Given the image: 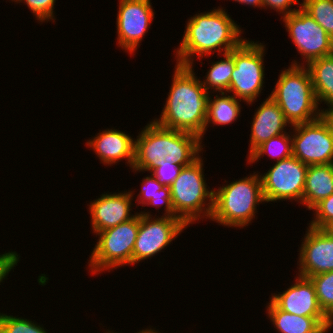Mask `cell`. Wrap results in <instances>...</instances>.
Listing matches in <instances>:
<instances>
[{"label": "cell", "mask_w": 333, "mask_h": 333, "mask_svg": "<svg viewBox=\"0 0 333 333\" xmlns=\"http://www.w3.org/2000/svg\"><path fill=\"white\" fill-rule=\"evenodd\" d=\"M242 30L222 6L196 13L188 19L182 41L173 51L176 64L194 66L196 57L201 60L216 51L219 56L230 52L245 39Z\"/></svg>", "instance_id": "obj_1"}, {"label": "cell", "mask_w": 333, "mask_h": 333, "mask_svg": "<svg viewBox=\"0 0 333 333\" xmlns=\"http://www.w3.org/2000/svg\"><path fill=\"white\" fill-rule=\"evenodd\" d=\"M195 74L193 66L175 65L165 105L153 121L167 129L197 135L203 142L210 93Z\"/></svg>", "instance_id": "obj_2"}, {"label": "cell", "mask_w": 333, "mask_h": 333, "mask_svg": "<svg viewBox=\"0 0 333 333\" xmlns=\"http://www.w3.org/2000/svg\"><path fill=\"white\" fill-rule=\"evenodd\" d=\"M135 139L132 172H149L160 161L187 166L202 153L203 144L197 135L161 127L153 120L139 131Z\"/></svg>", "instance_id": "obj_3"}, {"label": "cell", "mask_w": 333, "mask_h": 333, "mask_svg": "<svg viewBox=\"0 0 333 333\" xmlns=\"http://www.w3.org/2000/svg\"><path fill=\"white\" fill-rule=\"evenodd\" d=\"M260 174L250 173L214 189L210 221L228 228H244L252 223L258 212L257 205L265 203Z\"/></svg>", "instance_id": "obj_4"}, {"label": "cell", "mask_w": 333, "mask_h": 333, "mask_svg": "<svg viewBox=\"0 0 333 333\" xmlns=\"http://www.w3.org/2000/svg\"><path fill=\"white\" fill-rule=\"evenodd\" d=\"M269 96L291 126L311 122L324 113L325 108L318 105L310 72L304 65H290L281 70Z\"/></svg>", "instance_id": "obj_5"}, {"label": "cell", "mask_w": 333, "mask_h": 333, "mask_svg": "<svg viewBox=\"0 0 333 333\" xmlns=\"http://www.w3.org/2000/svg\"><path fill=\"white\" fill-rule=\"evenodd\" d=\"M203 162L200 155L191 164L183 166L170 186L175 218L188 227L204 218L210 219L212 215L214 189H209L206 183Z\"/></svg>", "instance_id": "obj_6"}, {"label": "cell", "mask_w": 333, "mask_h": 333, "mask_svg": "<svg viewBox=\"0 0 333 333\" xmlns=\"http://www.w3.org/2000/svg\"><path fill=\"white\" fill-rule=\"evenodd\" d=\"M140 213L113 228L98 232V240L89 256L87 267L92 275L111 272L124 265H133V249L137 238Z\"/></svg>", "instance_id": "obj_7"}, {"label": "cell", "mask_w": 333, "mask_h": 333, "mask_svg": "<svg viewBox=\"0 0 333 333\" xmlns=\"http://www.w3.org/2000/svg\"><path fill=\"white\" fill-rule=\"evenodd\" d=\"M266 45L259 41L246 40L234 48L235 67L228 93L245 104H254L263 90L265 78L264 55ZM265 53V54H264ZM232 92V93H231Z\"/></svg>", "instance_id": "obj_8"}, {"label": "cell", "mask_w": 333, "mask_h": 333, "mask_svg": "<svg viewBox=\"0 0 333 333\" xmlns=\"http://www.w3.org/2000/svg\"><path fill=\"white\" fill-rule=\"evenodd\" d=\"M293 156L305 165L333 164V118L323 113L311 122L293 125ZM293 133V134H292Z\"/></svg>", "instance_id": "obj_9"}, {"label": "cell", "mask_w": 333, "mask_h": 333, "mask_svg": "<svg viewBox=\"0 0 333 333\" xmlns=\"http://www.w3.org/2000/svg\"><path fill=\"white\" fill-rule=\"evenodd\" d=\"M281 18L289 38L304 60L303 63L294 60L290 65L306 66L314 59L333 54V39L301 6Z\"/></svg>", "instance_id": "obj_10"}, {"label": "cell", "mask_w": 333, "mask_h": 333, "mask_svg": "<svg viewBox=\"0 0 333 333\" xmlns=\"http://www.w3.org/2000/svg\"><path fill=\"white\" fill-rule=\"evenodd\" d=\"M308 166L293 155L260 175L265 202L297 201L302 205Z\"/></svg>", "instance_id": "obj_11"}, {"label": "cell", "mask_w": 333, "mask_h": 333, "mask_svg": "<svg viewBox=\"0 0 333 333\" xmlns=\"http://www.w3.org/2000/svg\"><path fill=\"white\" fill-rule=\"evenodd\" d=\"M140 222L135 246L133 249V265L152 258L163 252L178 235L188 226L179 218L155 216L150 212L140 211Z\"/></svg>", "instance_id": "obj_12"}, {"label": "cell", "mask_w": 333, "mask_h": 333, "mask_svg": "<svg viewBox=\"0 0 333 333\" xmlns=\"http://www.w3.org/2000/svg\"><path fill=\"white\" fill-rule=\"evenodd\" d=\"M116 17L117 46L134 54L155 16L151 0H120Z\"/></svg>", "instance_id": "obj_13"}, {"label": "cell", "mask_w": 333, "mask_h": 333, "mask_svg": "<svg viewBox=\"0 0 333 333\" xmlns=\"http://www.w3.org/2000/svg\"><path fill=\"white\" fill-rule=\"evenodd\" d=\"M287 290L269 298L279 309L298 316L314 317L328 332L333 321L319 306L315 288L309 278L297 276Z\"/></svg>", "instance_id": "obj_14"}, {"label": "cell", "mask_w": 333, "mask_h": 333, "mask_svg": "<svg viewBox=\"0 0 333 333\" xmlns=\"http://www.w3.org/2000/svg\"><path fill=\"white\" fill-rule=\"evenodd\" d=\"M299 249L298 275L311 277L333 271V235L308 225Z\"/></svg>", "instance_id": "obj_15"}, {"label": "cell", "mask_w": 333, "mask_h": 333, "mask_svg": "<svg viewBox=\"0 0 333 333\" xmlns=\"http://www.w3.org/2000/svg\"><path fill=\"white\" fill-rule=\"evenodd\" d=\"M133 195L134 190L119 193L104 192L89 205L87 204L91 216L92 233L97 234L133 218L136 215L131 213Z\"/></svg>", "instance_id": "obj_16"}, {"label": "cell", "mask_w": 333, "mask_h": 333, "mask_svg": "<svg viewBox=\"0 0 333 333\" xmlns=\"http://www.w3.org/2000/svg\"><path fill=\"white\" fill-rule=\"evenodd\" d=\"M104 165L118 164L125 160L126 166L132 168L134 161L135 138L115 128L99 131L95 137L86 142Z\"/></svg>", "instance_id": "obj_17"}, {"label": "cell", "mask_w": 333, "mask_h": 333, "mask_svg": "<svg viewBox=\"0 0 333 333\" xmlns=\"http://www.w3.org/2000/svg\"><path fill=\"white\" fill-rule=\"evenodd\" d=\"M264 100L255 110L252 123H250L251 133L247 157L263 142L287 133V126L292 127L281 108L269 95Z\"/></svg>", "instance_id": "obj_18"}, {"label": "cell", "mask_w": 333, "mask_h": 333, "mask_svg": "<svg viewBox=\"0 0 333 333\" xmlns=\"http://www.w3.org/2000/svg\"><path fill=\"white\" fill-rule=\"evenodd\" d=\"M333 193V164L308 166L303 191L302 206L311 210L321 200Z\"/></svg>", "instance_id": "obj_19"}, {"label": "cell", "mask_w": 333, "mask_h": 333, "mask_svg": "<svg viewBox=\"0 0 333 333\" xmlns=\"http://www.w3.org/2000/svg\"><path fill=\"white\" fill-rule=\"evenodd\" d=\"M308 68L318 105L324 103L328 108L324 113L333 111V54L310 61Z\"/></svg>", "instance_id": "obj_20"}, {"label": "cell", "mask_w": 333, "mask_h": 333, "mask_svg": "<svg viewBox=\"0 0 333 333\" xmlns=\"http://www.w3.org/2000/svg\"><path fill=\"white\" fill-rule=\"evenodd\" d=\"M267 318L279 333H328L314 318L298 316L279 309L271 300L266 306Z\"/></svg>", "instance_id": "obj_21"}, {"label": "cell", "mask_w": 333, "mask_h": 333, "mask_svg": "<svg viewBox=\"0 0 333 333\" xmlns=\"http://www.w3.org/2000/svg\"><path fill=\"white\" fill-rule=\"evenodd\" d=\"M213 96L210 94L208 100L204 135L209 124L222 126L237 121L242 109L240 103L242 100L235 98L228 92H220L219 95L217 93L215 98Z\"/></svg>", "instance_id": "obj_22"}, {"label": "cell", "mask_w": 333, "mask_h": 333, "mask_svg": "<svg viewBox=\"0 0 333 333\" xmlns=\"http://www.w3.org/2000/svg\"><path fill=\"white\" fill-rule=\"evenodd\" d=\"M141 189L137 194L136 203L142 205V207L155 206L158 208L164 205L163 216L175 217L174 208L171 201L170 187L161 184L151 173L150 176H146L140 182Z\"/></svg>", "instance_id": "obj_23"}, {"label": "cell", "mask_w": 333, "mask_h": 333, "mask_svg": "<svg viewBox=\"0 0 333 333\" xmlns=\"http://www.w3.org/2000/svg\"><path fill=\"white\" fill-rule=\"evenodd\" d=\"M211 63V68L209 67V70H207L202 85L208 93L228 92L235 67L234 49L228 53H223V59Z\"/></svg>", "instance_id": "obj_24"}, {"label": "cell", "mask_w": 333, "mask_h": 333, "mask_svg": "<svg viewBox=\"0 0 333 333\" xmlns=\"http://www.w3.org/2000/svg\"><path fill=\"white\" fill-rule=\"evenodd\" d=\"M290 130L287 133L272 137L268 141L258 146L248 157V164H253L260 160L264 155L276 159L279 162L282 159L293 155L292 137Z\"/></svg>", "instance_id": "obj_25"}, {"label": "cell", "mask_w": 333, "mask_h": 333, "mask_svg": "<svg viewBox=\"0 0 333 333\" xmlns=\"http://www.w3.org/2000/svg\"><path fill=\"white\" fill-rule=\"evenodd\" d=\"M301 7L333 39V0H302Z\"/></svg>", "instance_id": "obj_26"}, {"label": "cell", "mask_w": 333, "mask_h": 333, "mask_svg": "<svg viewBox=\"0 0 333 333\" xmlns=\"http://www.w3.org/2000/svg\"><path fill=\"white\" fill-rule=\"evenodd\" d=\"M308 278L314 285L319 306L333 321V271Z\"/></svg>", "instance_id": "obj_27"}, {"label": "cell", "mask_w": 333, "mask_h": 333, "mask_svg": "<svg viewBox=\"0 0 333 333\" xmlns=\"http://www.w3.org/2000/svg\"><path fill=\"white\" fill-rule=\"evenodd\" d=\"M44 328L27 318L0 312V333H48Z\"/></svg>", "instance_id": "obj_28"}, {"label": "cell", "mask_w": 333, "mask_h": 333, "mask_svg": "<svg viewBox=\"0 0 333 333\" xmlns=\"http://www.w3.org/2000/svg\"><path fill=\"white\" fill-rule=\"evenodd\" d=\"M311 210L315 216L310 221L309 226L318 229H328L333 225V193L328 198L321 200Z\"/></svg>", "instance_id": "obj_29"}, {"label": "cell", "mask_w": 333, "mask_h": 333, "mask_svg": "<svg viewBox=\"0 0 333 333\" xmlns=\"http://www.w3.org/2000/svg\"><path fill=\"white\" fill-rule=\"evenodd\" d=\"M12 2H16L20 5V3H24L27 5L28 9H30L33 16L41 22H56L54 9L56 0H12Z\"/></svg>", "instance_id": "obj_30"}, {"label": "cell", "mask_w": 333, "mask_h": 333, "mask_svg": "<svg viewBox=\"0 0 333 333\" xmlns=\"http://www.w3.org/2000/svg\"><path fill=\"white\" fill-rule=\"evenodd\" d=\"M183 166L175 162L160 161V163L152 168L151 173L161 184L170 187L173 181L178 177Z\"/></svg>", "instance_id": "obj_31"}, {"label": "cell", "mask_w": 333, "mask_h": 333, "mask_svg": "<svg viewBox=\"0 0 333 333\" xmlns=\"http://www.w3.org/2000/svg\"><path fill=\"white\" fill-rule=\"evenodd\" d=\"M20 254L16 251H8L5 253H0V285L3 283L9 273L16 267L18 262L20 261Z\"/></svg>", "instance_id": "obj_32"}, {"label": "cell", "mask_w": 333, "mask_h": 333, "mask_svg": "<svg viewBox=\"0 0 333 333\" xmlns=\"http://www.w3.org/2000/svg\"><path fill=\"white\" fill-rule=\"evenodd\" d=\"M263 9H273L282 14V17L288 16L291 13H294L297 9L291 8L295 4L301 6L300 0H262Z\"/></svg>", "instance_id": "obj_33"}, {"label": "cell", "mask_w": 333, "mask_h": 333, "mask_svg": "<svg viewBox=\"0 0 333 333\" xmlns=\"http://www.w3.org/2000/svg\"><path fill=\"white\" fill-rule=\"evenodd\" d=\"M238 2L239 4L249 5L251 7H258L263 9V2L262 0H232Z\"/></svg>", "instance_id": "obj_34"}, {"label": "cell", "mask_w": 333, "mask_h": 333, "mask_svg": "<svg viewBox=\"0 0 333 333\" xmlns=\"http://www.w3.org/2000/svg\"><path fill=\"white\" fill-rule=\"evenodd\" d=\"M150 327H148V328H145V329H143V330H139V332H137V333H161L160 331L158 332L157 330H156V328H150ZM107 331V333H117V332H113V331H110V330H106Z\"/></svg>", "instance_id": "obj_35"}, {"label": "cell", "mask_w": 333, "mask_h": 333, "mask_svg": "<svg viewBox=\"0 0 333 333\" xmlns=\"http://www.w3.org/2000/svg\"><path fill=\"white\" fill-rule=\"evenodd\" d=\"M327 230L333 235V225H331Z\"/></svg>", "instance_id": "obj_36"}]
</instances>
